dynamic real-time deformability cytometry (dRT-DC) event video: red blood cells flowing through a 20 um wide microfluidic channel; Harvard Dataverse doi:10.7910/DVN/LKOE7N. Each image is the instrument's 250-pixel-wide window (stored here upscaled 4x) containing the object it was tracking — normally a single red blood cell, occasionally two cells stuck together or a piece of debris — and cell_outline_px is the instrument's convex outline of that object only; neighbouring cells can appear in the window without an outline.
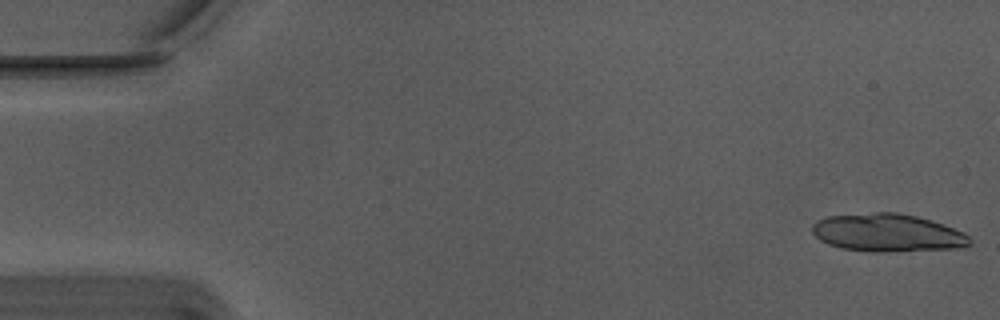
{"species": "Egyptian fruit bat (a non-hibernating species)", "species_latin": "Rousettus aegyptiacus", "temperature_condition": "warm", "stored_images_in_passage": 7, "camera_frame_rate_fps": 3000, "um_per_image_px": 0.085, "animal": {"sex": "male"}, "frame": {"image": 1, "passage_image": 1, "time_ms": 0.0, "image_size_px": [1000, 320], "cell_outline_px": [[972, 244], [964, 248], [888, 252], [868, 252], [840, 248], [828, 244], [820, 240], [812, 232], [812, 224], [816, 220], [828, 216], [876, 212], [896, 212], [916, 216], [932, 220], [944, 224], [964, 232], [972, 240]], "centroid_in_image_um": [75.47, 19.8], "position_along_channel_um": 9.5, "area_um2": 35.32}}